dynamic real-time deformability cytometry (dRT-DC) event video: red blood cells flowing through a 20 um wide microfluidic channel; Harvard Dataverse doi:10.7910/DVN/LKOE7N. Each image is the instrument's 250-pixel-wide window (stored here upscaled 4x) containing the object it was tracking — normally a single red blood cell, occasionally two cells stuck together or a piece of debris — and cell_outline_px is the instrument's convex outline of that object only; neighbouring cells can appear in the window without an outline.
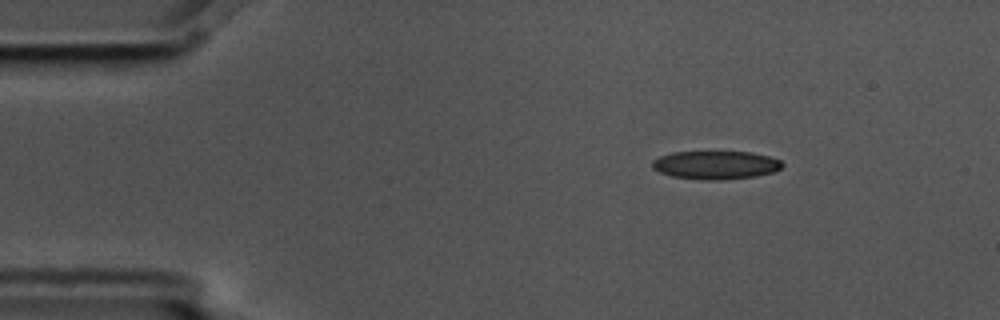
{"species": "common noctule bat (a hibernating species)", "species_latin": "Nyctalus noctula", "temperature_condition": "cold", "stored_images_in_passage": 3, "camera_frame_rate_fps": 3000, "um_per_image_px": 0.085, "animal": {"sex": "male", "body_mass_g": 17.5, "forearm_length_mm": 52.3}, "frame": {"image": 1, "passage_image": 1, "time_ms": 0.0, "image_size_px": [1000, 320], "cell_outline_px": [[784, 164], [780, 168], [772, 172], [756, 176], [720, 180], [708, 180], [672, 176], [660, 172], [652, 168], [652, 160], [660, 156], [672, 152], [752, 152], [768, 156], [780, 160]], "centroid_in_image_um": [60.82, 14.02], "position_along_channel_um": 24.2, "area_um2": 21.33}}